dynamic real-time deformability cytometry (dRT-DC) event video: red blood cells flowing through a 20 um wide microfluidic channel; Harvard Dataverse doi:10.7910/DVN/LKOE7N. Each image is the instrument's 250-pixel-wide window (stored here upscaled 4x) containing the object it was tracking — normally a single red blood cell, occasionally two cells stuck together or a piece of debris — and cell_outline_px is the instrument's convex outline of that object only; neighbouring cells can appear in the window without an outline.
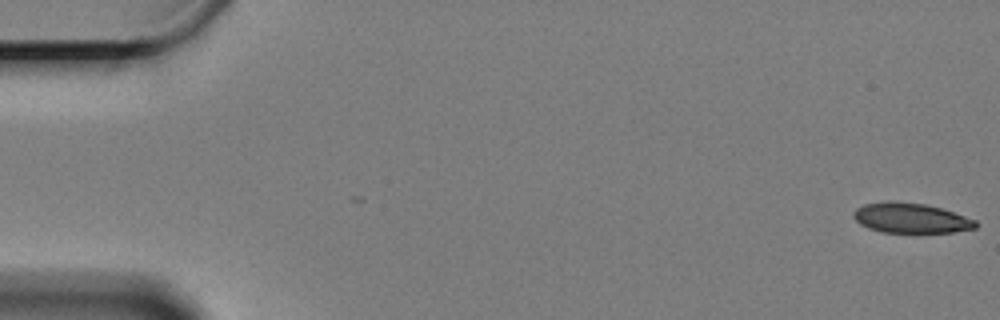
{"species": "Egyptian fruit bat (a non-hibernating species)", "species_latin": "Rousettus aegyptiacus", "temperature_condition": "cold", "stored_images_in_passage": 61, "camera_frame_rate_fps": 3000, "um_per_image_px": 0.085, "animal": {"sex": "female"}, "frame": {"image": 1, "passage_image": 1, "time_ms": 0.0, "image_size_px": [1000, 320], "cell_outline_px": [[976, 228], [952, 232], [884, 232], [868, 228], [860, 224], [852, 216], [852, 212], [856, 208], [864, 204], [924, 204], [940, 208], [976, 220]], "centroid_in_image_um": [77.43, 18.58], "position_along_channel_um": 7.6, "area_um2": 20.35}}
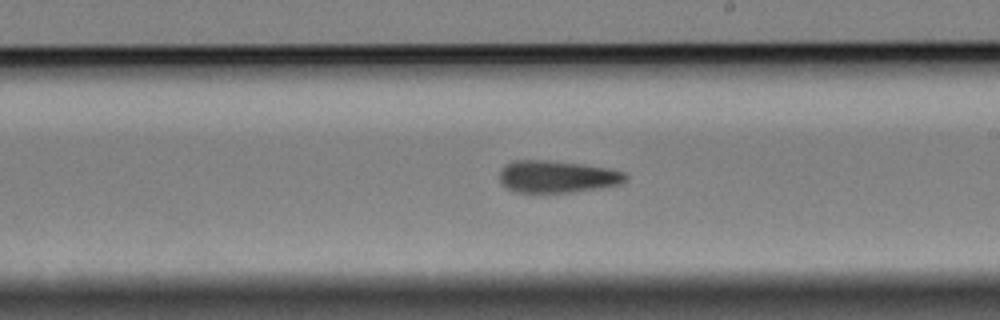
{"frame": {"image": 2, "passage_image": 35, "time_ms": 11.333, "image_size_px": [1000, 320], "cell_outline_px": [[628, 180], [624, 184], [600, 188], [572, 192], [516, 192], [500, 184], [500, 172], [504, 164], [512, 160], [548, 160], [580, 164], [608, 168], [624, 172], [628, 176]], "centroid_in_image_um": [47.37, 15.01], "position_along_channel_um": 241.6, "area_um2": 23.81}}
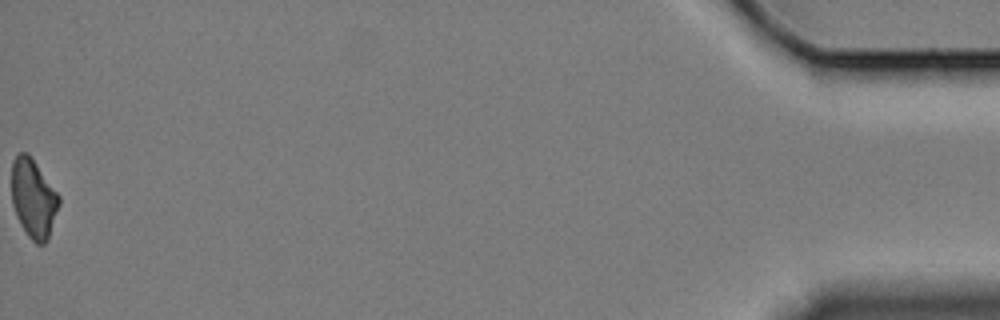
{"frame": {"image": 3, "passage_image": 61, "time_ms": 20.0, "image_size_px": [1000, 320], "cell_outline_px": [[60, 204], [48, 240], [44, 244], [36, 244], [28, 236], [20, 224], [16, 216], [12, 204], [12, 160], [20, 152], [28, 152], [60, 196]], "centroid_in_image_um": [2.85, 16.88], "position_along_channel_um": 432.4, "area_um2": 21.91}, "authors_computed_cell_mechanics": {"area_um2": 23.2934, "velocity_mm_per_s": 3.305, "shape_relaxation_time_tau1_ms": null, "shape_relaxation_time_tau2_ms": 5.966, "deformation_change_tau1": null, "deformation_change_tau2": 0.1358}}